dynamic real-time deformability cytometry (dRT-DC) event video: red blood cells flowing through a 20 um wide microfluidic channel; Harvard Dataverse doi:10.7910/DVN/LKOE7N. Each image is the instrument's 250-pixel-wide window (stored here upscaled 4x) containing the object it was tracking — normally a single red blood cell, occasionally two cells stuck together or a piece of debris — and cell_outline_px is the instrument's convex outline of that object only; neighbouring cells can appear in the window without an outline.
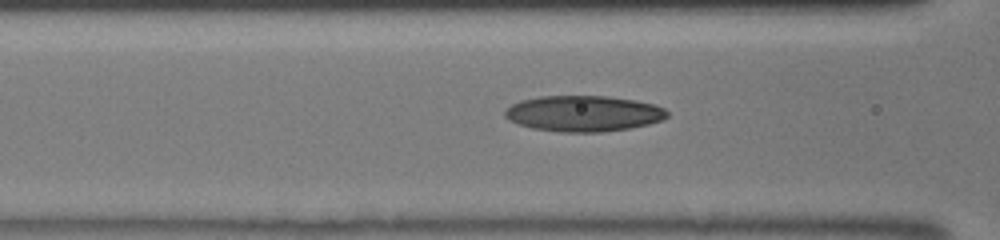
{"species": "human", "species_latin": "Homo sapiens", "temperature_condition": "room temperature", "stored_images_in_passage": 22, "camera_frame_rate_fps": 3000, "um_per_image_px": 0.085, "donor": {"sex": "male"}, "frame": {"image": 1, "passage_image": 12, "time_ms": 3.667, "image_size_px": [1000, 240], "cell_outline_px": [[668, 116], [664, 120], [648, 124], [628, 128], [600, 132], [560, 132], [532, 128], [508, 120], [504, 116], [504, 112], [512, 104], [520, 100], [540, 96], [608, 96], [636, 100], [656, 104], [664, 108], [668, 112]], "centroid_in_image_um": [49.62, 9.64], "position_along_channel_um": 117.0, "area_um2": 34.04}}
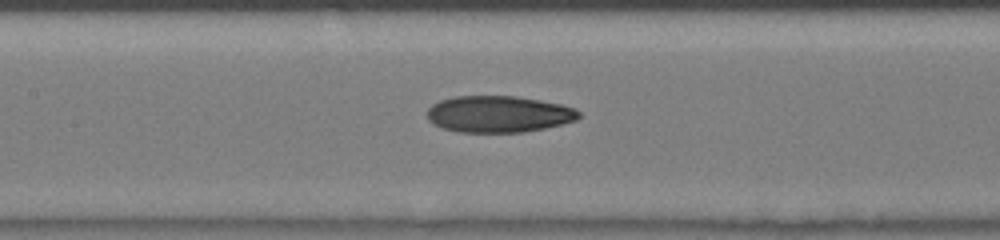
{"frame": {"image": 2, "passage_image": 15, "time_ms": 4.667, "image_size_px": [1000, 240], "cell_outline_px": [[580, 116], [576, 120], [544, 128], [524, 132], [460, 132], [444, 128], [432, 124], [428, 120], [428, 108], [432, 104], [440, 100], [452, 96], [516, 96], [540, 100], [560, 104], [576, 108], [580, 112]], "centroid_in_image_um": [42.37, 9.69], "position_along_channel_um": 165.0, "area_um2": 32.37}}
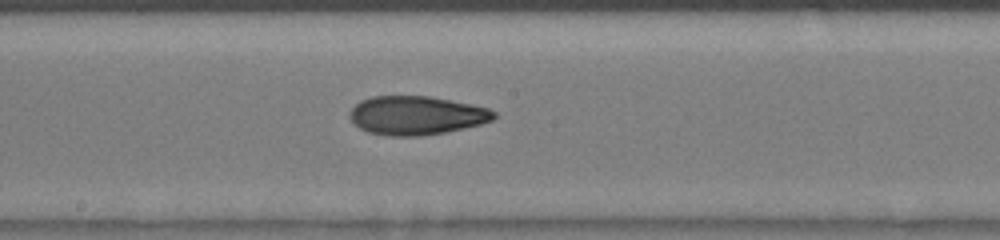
{"frame": {"image": 3, "passage_image": 18, "time_ms": 5.667, "image_size_px": [1000, 240], "cell_outline_px": [[496, 116], [492, 120], [480, 124], [464, 128], [444, 132], [420, 136], [392, 136], [368, 132], [360, 128], [348, 116], [348, 112], [360, 100], [372, 96], [428, 96], [488, 108], [496, 112]], "centroid_in_image_um": [35.36, 9.81], "position_along_channel_um": 212.8, "area_um2": 32.31}}